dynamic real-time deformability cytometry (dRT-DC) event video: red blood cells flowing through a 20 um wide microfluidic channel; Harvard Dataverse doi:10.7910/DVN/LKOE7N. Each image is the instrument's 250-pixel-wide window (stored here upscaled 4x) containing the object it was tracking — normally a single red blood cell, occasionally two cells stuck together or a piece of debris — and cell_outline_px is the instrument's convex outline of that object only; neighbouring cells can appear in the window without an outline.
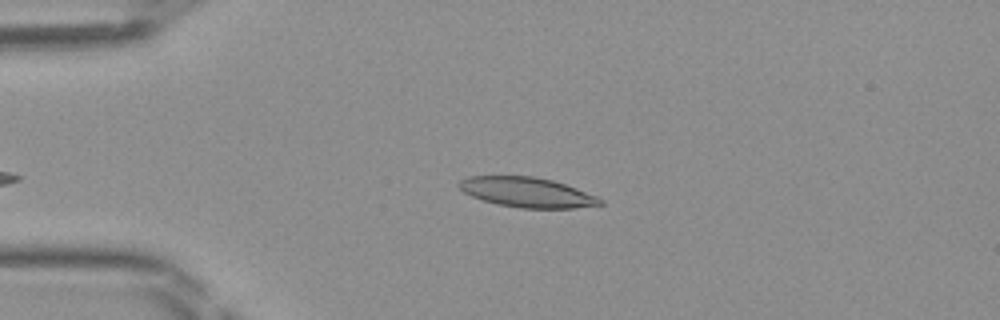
{"species": "Egyptian fruit bat (a non-hibernating species)", "species_latin": "Rousettus aegyptiacus", "temperature_condition": "room temperature", "stored_images_in_passage": 36, "camera_frame_rate_fps": 3000, "um_per_image_px": 0.085, "frame": {"image": 1, "passage_image": 4, "time_ms": 1.0, "image_size_px": [1000, 320], "cell_outline_px": [[604, 204], [572, 208], [520, 208], [496, 204], [472, 196], [464, 192], [456, 184], [460, 180], [468, 176], [532, 176], [552, 180], [576, 188], [596, 196], [604, 200]], "centroid_in_image_um": [44.78, 16.34], "position_along_channel_um": 40.2, "area_um2": 24.51}}
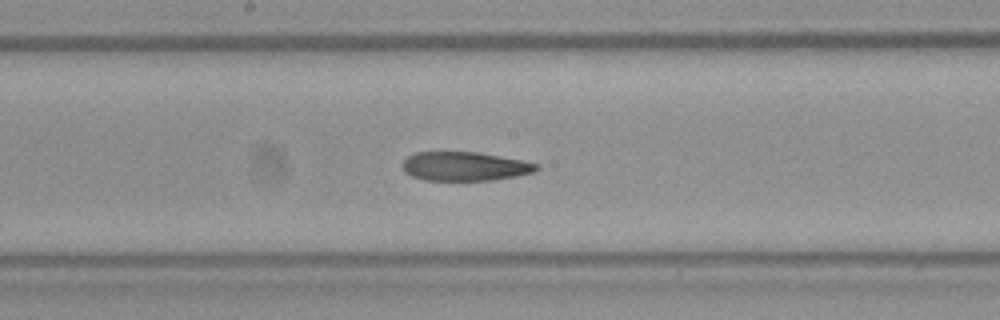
{"frame": {"image": 2, "passage_image": 18, "time_ms": 5.667, "image_size_px": [1000, 320], "cell_outline_px": [[540, 168], [536, 172], [516, 176], [492, 180], [424, 180], [412, 176], [404, 168], [404, 160], [408, 156], [416, 152], [476, 152], [524, 160], [540, 164]], "centroid_in_image_um": [39.59, 14.13], "position_along_channel_um": 208.6, "area_um2": 22.54}}
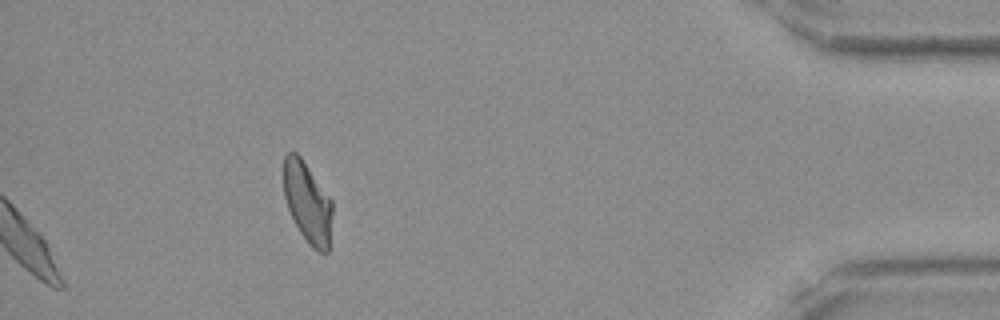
{"frame": {"image": 3, "passage_image": 36, "time_ms": 11.667, "image_size_px": [1000, 320], "cell_outline_px": [[332, 212], [328, 252], [320, 252], [312, 248], [308, 244], [300, 232], [288, 208], [284, 196], [284, 156], [288, 152], [296, 152], [300, 156], [332, 200]], "centroid_in_image_um": [26.14, 17.21], "position_along_channel_um": 409.1, "area_um2": 22.66}}